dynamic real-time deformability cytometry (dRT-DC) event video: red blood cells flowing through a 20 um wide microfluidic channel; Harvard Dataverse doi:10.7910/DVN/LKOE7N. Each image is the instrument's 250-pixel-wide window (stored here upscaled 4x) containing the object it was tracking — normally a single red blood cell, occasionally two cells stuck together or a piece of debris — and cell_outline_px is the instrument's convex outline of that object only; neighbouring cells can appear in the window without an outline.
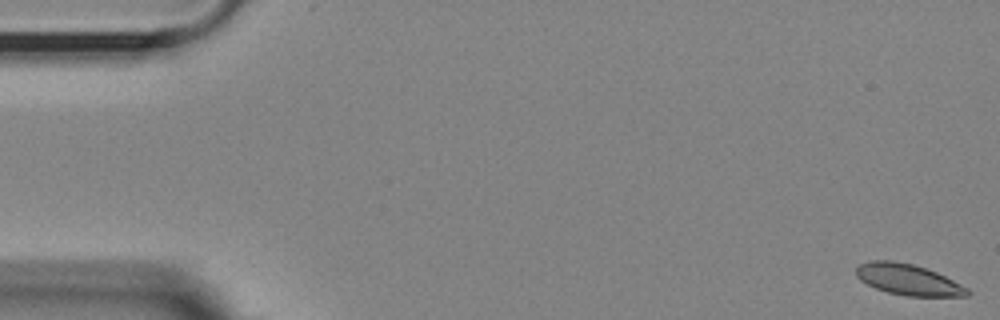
{"species": "Egyptian fruit bat (a non-hibernating species)", "species_latin": "Rousettus aegyptiacus", "temperature_condition": "room temperature", "stored_images_in_passage": 16, "camera_frame_rate_fps": 3000, "um_per_image_px": 0.085, "animal": {"sex": "female"}, "frame": {"image": 1, "passage_image": 1, "time_ms": 0.0, "image_size_px": [1000, 320], "cell_outline_px": [[972, 292], [968, 296], [908, 296], [888, 292], [876, 288], [860, 280], [856, 276], [856, 268], [860, 264], [872, 260], [892, 260], [912, 264], [936, 272], [968, 288]], "centroid_in_image_um": [77.19, 23.77], "position_along_channel_um": 7.8, "area_um2": 19.88}}